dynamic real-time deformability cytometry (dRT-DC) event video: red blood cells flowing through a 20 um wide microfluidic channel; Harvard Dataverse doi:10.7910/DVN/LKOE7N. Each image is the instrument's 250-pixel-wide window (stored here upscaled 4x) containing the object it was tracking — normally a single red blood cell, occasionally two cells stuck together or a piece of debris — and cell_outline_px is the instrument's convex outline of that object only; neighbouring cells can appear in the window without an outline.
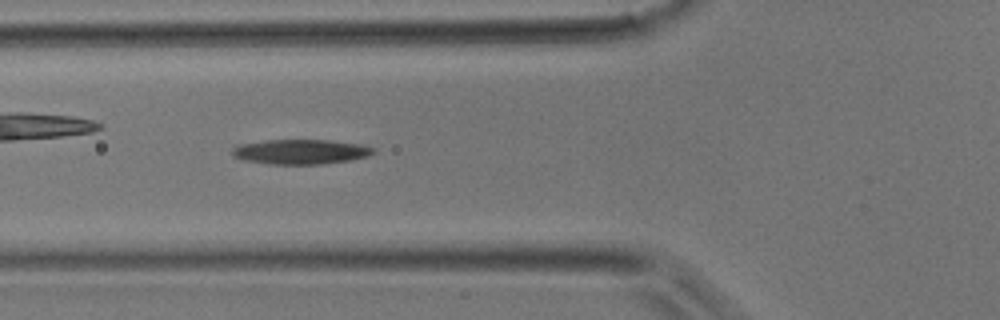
{"species": "common noctule bat (a hibernating species)", "species_latin": "Nyctalus noctula", "temperature_condition": "room temperature", "stored_images_in_passage": 41, "camera_frame_rate_fps": 3000, "um_per_image_px": 0.085, "animal": {"sex": "male", "body_mass_g": 17.9}, "frame": {"image": 1, "passage_image": 14, "time_ms": 4.333, "image_size_px": [1000, 320], "cell_outline_px": [[376, 152], [368, 156], [352, 160], [320, 164], [268, 164], [244, 160], [232, 156], [232, 148], [240, 144], [264, 140], [328, 140], [360, 144], [376, 148]], "centroid_in_image_um": [25.57, 12.9], "position_along_channel_um": 100.2, "area_um2": 20.52}}
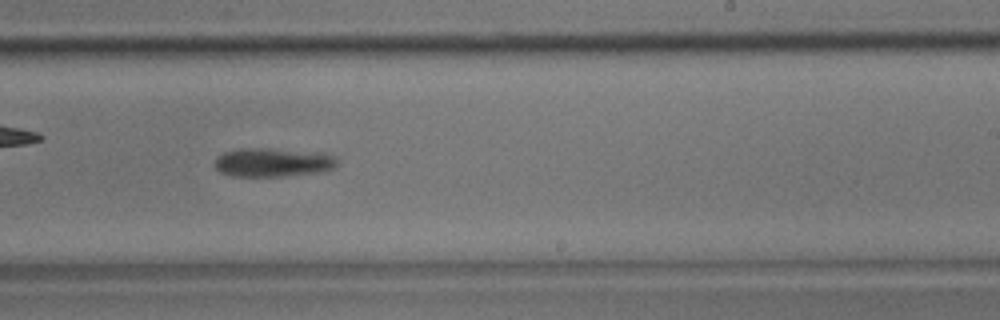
{"frame": {"image": 2, "passage_image": 24, "time_ms": 7.667, "image_size_px": [1000, 320], "cell_outline_px": [[340, 164], [336, 168], [324, 172], [284, 176], [232, 176], [220, 172], [212, 164], [216, 156], [224, 152], [240, 148], [268, 148], [324, 152], [336, 156], [340, 160]], "centroid_in_image_um": [23.27, 13.79], "position_along_channel_um": 265.7, "area_um2": 21.33}}
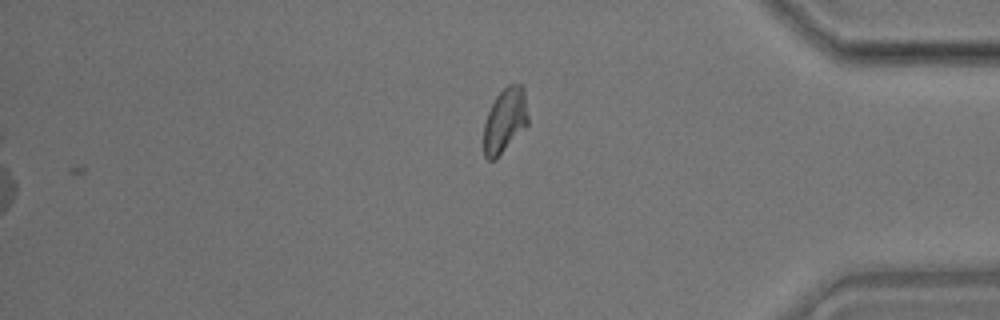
{"frame": {"image": 3, "passage_image": 41, "time_ms": 13.333, "image_size_px": [1000, 320], "cell_outline_px": [[528, 124], [492, 160], [488, 160], [484, 156], [484, 124], [488, 112], [496, 96], [508, 84], [520, 84], [524, 88], [528, 116]], "centroid_in_image_um": [42.92, 10.17], "position_along_channel_um": 392.3, "area_um2": 16.18}}